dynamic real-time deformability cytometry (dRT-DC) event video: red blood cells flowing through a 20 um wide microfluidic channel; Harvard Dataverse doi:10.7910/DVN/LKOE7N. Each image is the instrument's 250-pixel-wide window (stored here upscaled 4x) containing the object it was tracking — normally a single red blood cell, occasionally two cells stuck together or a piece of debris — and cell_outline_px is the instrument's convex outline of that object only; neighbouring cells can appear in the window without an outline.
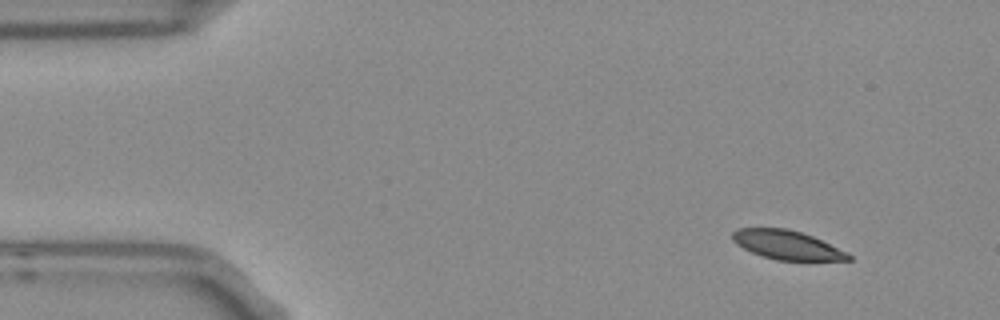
{"species": "Egyptian fruit bat (a non-hibernating species)", "species_latin": "Rousettus aegyptiacus", "temperature_condition": "room temperature", "stored_images_in_passage": 3, "camera_frame_rate_fps": 3000, "um_per_image_px": 0.085, "frame": {"image": 1, "passage_image": 1, "time_ms": 0.0, "image_size_px": [1000, 320], "cell_outline_px": [[852, 260], [776, 260], [752, 252], [736, 244], [732, 240], [732, 232], [740, 228], [788, 228], [812, 236], [848, 252], [852, 256]], "centroid_in_image_um": [66.9, 20.82], "position_along_channel_um": 18.1, "area_um2": 19.42}}
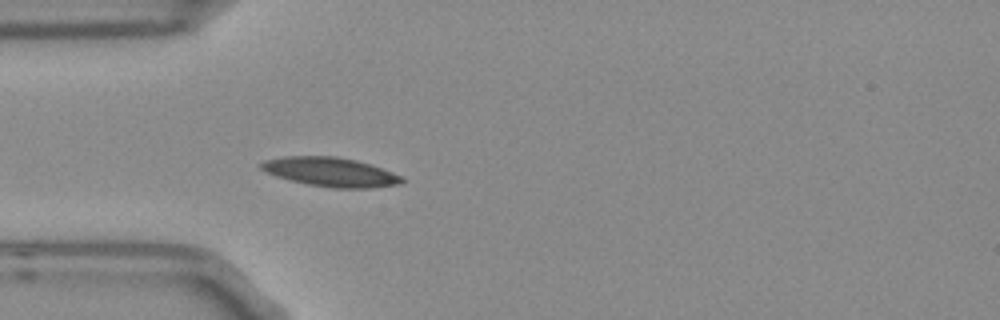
{"frame": {"image": 2, "passage_image": 3, "time_ms": 0.667, "image_size_px": [1000, 320], "cell_outline_px": [[404, 180], [400, 184], [372, 188], [332, 188], [308, 184], [288, 180], [276, 176], [260, 168], [260, 164], [264, 160], [284, 156], [336, 156], [356, 160], [372, 164], [404, 176]], "centroid_in_image_um": [28.14, 14.62], "position_along_channel_um": 56.9, "area_um2": 24.1}}